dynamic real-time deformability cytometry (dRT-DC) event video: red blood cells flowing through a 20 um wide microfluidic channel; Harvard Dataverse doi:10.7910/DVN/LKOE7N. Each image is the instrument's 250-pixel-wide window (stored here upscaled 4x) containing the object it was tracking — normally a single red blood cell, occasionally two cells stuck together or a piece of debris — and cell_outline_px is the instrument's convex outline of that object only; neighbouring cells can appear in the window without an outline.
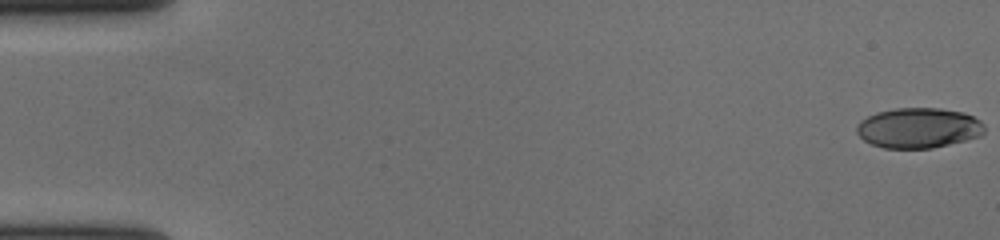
{"species": "human", "species_latin": "Homo sapiens", "temperature_condition": "cold", "stored_images_in_passage": 57, "camera_frame_rate_fps": 3000, "um_per_image_px": 0.085, "donor": {"sex": "female"}, "frame": {"image": 1, "passage_image": 1, "time_ms": 0.0, "image_size_px": [1000, 240], "cell_outline_px": [[984, 132], [980, 136], [932, 148], [884, 148], [872, 144], [864, 140], [856, 132], [856, 128], [860, 120], [876, 112], [896, 108], [940, 108], [964, 112], [980, 120], [984, 124]], "centroid_in_image_um": [78.07, 10.86], "position_along_channel_um": 6.9, "area_um2": 29.94}}
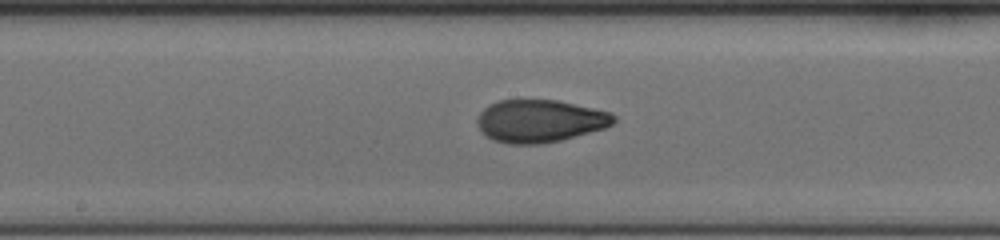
{"frame": {"image": 2, "passage_image": 31, "time_ms": 10.0, "image_size_px": [1000, 240], "cell_outline_px": [[616, 120], [612, 124], [604, 128], [560, 140], [540, 144], [508, 144], [492, 140], [476, 124], [476, 120], [480, 112], [488, 104], [500, 100], [520, 96], [556, 100], [612, 112], [616, 116]], "centroid_in_image_um": [45.85, 10.23], "position_along_channel_um": 202.3, "area_um2": 34.62}}
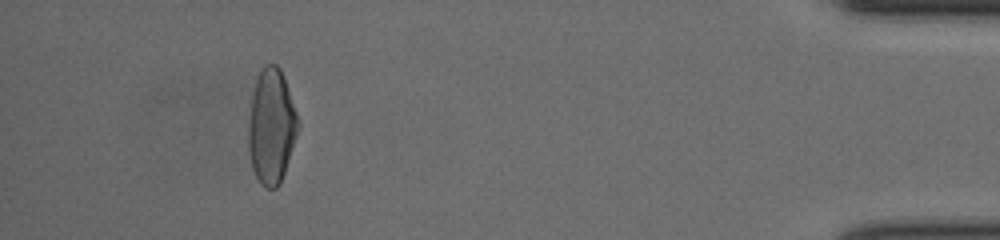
{"frame": {"image": 3, "passage_image": 53, "time_ms": 17.333, "image_size_px": [1000, 240], "cell_outline_px": [[300, 128], [280, 184], [276, 188], [264, 188], [260, 184], [252, 168], [248, 148], [248, 120], [252, 96], [256, 80], [260, 68], [264, 64], [276, 64], [280, 68], [284, 76], [300, 124]], "centroid_in_image_um": [23.07, 10.75], "position_along_channel_um": 412.1, "area_um2": 33.52}, "authors_computed_cell_mechanics": {"area_um2": 32.946, "velocity_mm_per_s": 3.7034, "shape_relaxation_time_tau1_ms": 5.4176, "shape_relaxation_time_tau2_ms": 0.9954, "deformation_change_tau1": 0.2032, "deformation_change_tau2": 0.0586}}